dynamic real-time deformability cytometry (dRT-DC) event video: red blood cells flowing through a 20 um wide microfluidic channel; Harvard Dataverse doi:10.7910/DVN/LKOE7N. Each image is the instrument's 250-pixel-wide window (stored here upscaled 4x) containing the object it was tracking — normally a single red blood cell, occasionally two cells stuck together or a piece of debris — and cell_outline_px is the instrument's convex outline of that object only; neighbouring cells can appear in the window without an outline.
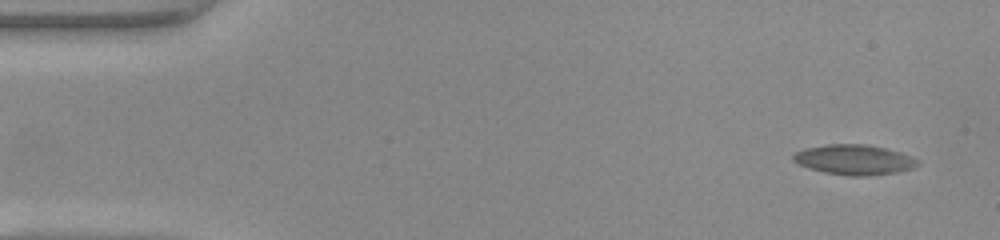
{"species": "common noctule bat (a hibernating species)", "species_latin": "Nyctalus noctula", "temperature_condition": "warm", "stored_images_in_passage": 47, "camera_frame_rate_fps": 3000, "um_per_image_px": 0.085, "animal": {"sex": "female", "body_mass_g": 22.0, "forearm_length_mm": 56.7}, "frame": {"image": 1, "passage_image": 1, "time_ms": 0.0, "image_size_px": [1000, 240], "cell_outline_px": [[920, 164], [912, 168], [896, 172], [868, 176], [848, 176], [824, 172], [808, 168], [792, 160], [792, 156], [796, 152], [804, 148], [828, 144], [864, 144], [884, 148], [900, 152], [912, 156], [920, 160]], "centroid_in_image_um": [72.62, 13.58], "position_along_channel_um": 12.4, "area_um2": 21.85}}
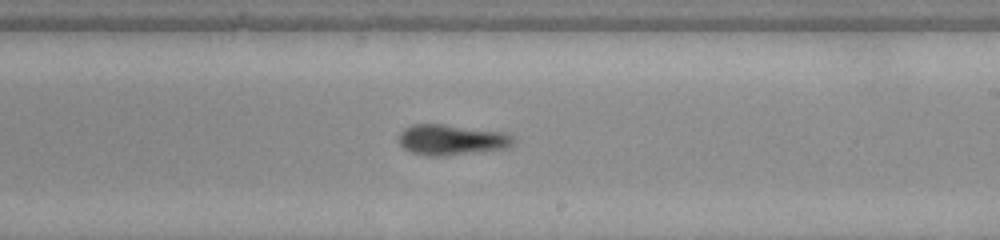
{"frame": {"image": 2, "passage_image": 27, "time_ms": 8.667, "image_size_px": [1000, 240], "cell_outline_px": [[516, 140], [508, 148], [444, 156], [424, 156], [412, 152], [404, 148], [400, 144], [400, 132], [404, 128], [412, 124], [444, 124], [508, 132]], "centroid_in_image_um": [38.42, 11.87], "position_along_channel_um": 250.6, "area_um2": 20.63}}
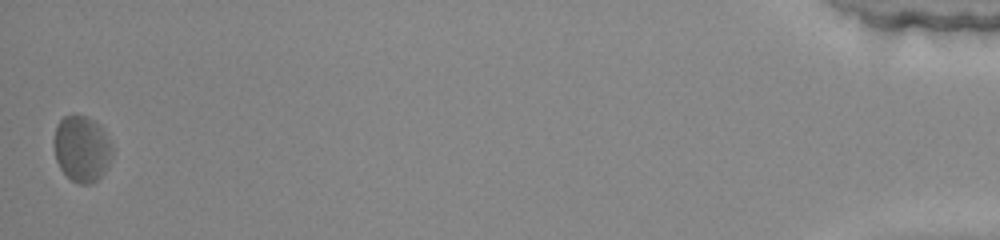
{"frame": {"image": 3, "passage_image": 47, "time_ms": 15.333, "image_size_px": [1000, 240], "cell_outline_px": [[112, 156], [108, 168], [92, 184], [80, 184], [72, 180], [60, 168], [56, 160], [52, 140], [56, 124], [64, 116], [72, 112], [84, 116], [92, 120], [104, 132], [112, 144]], "centroid_in_image_um": [6.92, 12.63], "position_along_channel_um": 428.3, "area_um2": 22.72}, "authors_computed_cell_mechanics": {"area_um2": 20.4034, "velocity_mm_per_s": 4.1117, "shape_relaxation_time_tau1_ms": 3.7168, "shape_relaxation_time_tau2_ms": 2.2111, "deformation_change_tau1": 0.145, "deformation_change_tau2": 0.0965}}